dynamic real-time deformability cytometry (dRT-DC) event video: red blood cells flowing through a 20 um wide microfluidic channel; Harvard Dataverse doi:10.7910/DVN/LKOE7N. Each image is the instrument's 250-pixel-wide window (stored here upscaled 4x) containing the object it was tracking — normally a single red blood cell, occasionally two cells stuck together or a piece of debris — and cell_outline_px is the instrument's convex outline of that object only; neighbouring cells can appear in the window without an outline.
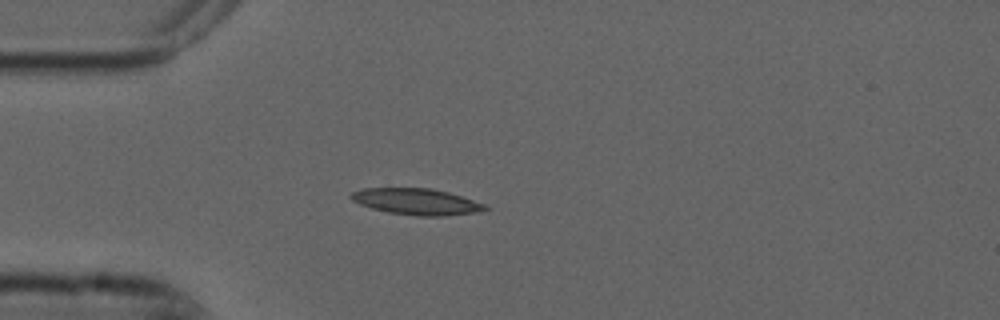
{"species": "common noctule bat (a hibernating species)", "species_latin": "Nyctalus noctula", "temperature_condition": "cold", "stored_images_in_passage": 1, "camera_frame_rate_fps": 3000, "um_per_image_px": 0.085, "animal": {"sex": "male", "forearm_length_mm": 52.5}, "frame": {"image": 1, "passage_image": 1, "time_ms": 0.0, "image_size_px": [1000, 320], "cell_outline_px": [[488, 208], [476, 212], [444, 216], [416, 216], [388, 212], [372, 208], [360, 204], [352, 200], [348, 196], [352, 192], [364, 188], [432, 188], [448, 192], [484, 204]], "centroid_in_image_um": [35.36, 17.13], "position_along_channel_um": 49.6, "area_um2": 20.35}}